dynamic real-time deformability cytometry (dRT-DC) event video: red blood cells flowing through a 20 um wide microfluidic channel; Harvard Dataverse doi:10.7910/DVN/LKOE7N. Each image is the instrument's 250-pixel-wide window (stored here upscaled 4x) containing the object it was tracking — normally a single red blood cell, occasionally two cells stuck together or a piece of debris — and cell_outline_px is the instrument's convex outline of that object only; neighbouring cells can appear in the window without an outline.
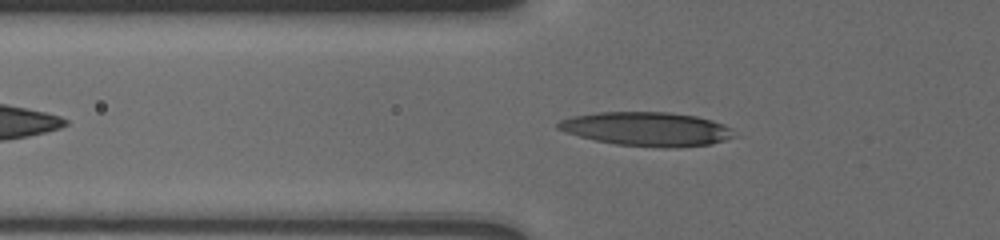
{"species": "human", "species_latin": "Homo sapiens", "temperature_condition": "cold", "stored_images_in_passage": 11, "camera_frame_rate_fps": 3000, "um_per_image_px": 0.085, "donor": {"sex": "male"}, "frame": {"image": 1, "passage_image": 10, "time_ms": 7.333, "image_size_px": [1000, 240], "cell_outline_px": [[740, 136], [712, 144], [668, 148], [664, 148], [616, 144], [596, 140], [564, 132], [556, 128], [556, 124], [560, 120], [572, 116], [600, 112], [668, 112], [696, 116], [712, 120], [724, 124], [732, 128]], "centroid_in_image_um": [55.04, 10.97], "position_along_channel_um": 70.8, "area_um2": 35.08}}